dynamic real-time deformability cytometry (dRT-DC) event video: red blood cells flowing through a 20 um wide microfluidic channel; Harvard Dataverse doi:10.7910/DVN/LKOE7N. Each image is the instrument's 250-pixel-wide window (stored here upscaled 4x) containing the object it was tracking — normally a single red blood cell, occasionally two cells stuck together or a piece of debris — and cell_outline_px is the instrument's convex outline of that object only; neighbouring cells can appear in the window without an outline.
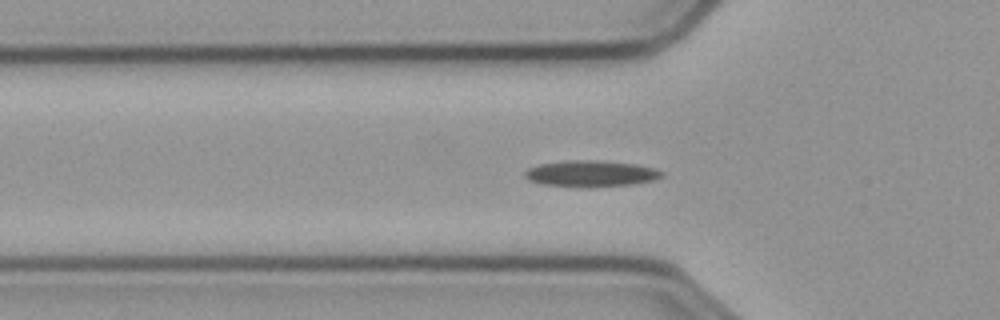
{"species": "common noctule bat (a hibernating species)", "species_latin": "Nyctalus noctula", "temperature_condition": "cold", "stored_images_in_passage": 48, "camera_frame_rate_fps": 3000, "um_per_image_px": 0.085, "animal": {"sex": "male", "body_mass_g": 23.1, "forearm_length_mm": 52.7}, "frame": {"image": 1, "passage_image": 17, "time_ms": 5.333, "image_size_px": [1000, 320], "cell_outline_px": [[664, 172], [660, 176], [652, 180], [632, 184], [592, 188], [580, 188], [540, 184], [528, 180], [524, 176], [524, 172], [528, 168], [540, 164], [572, 160], [592, 160], [632, 164], [652, 168]], "centroid_in_image_um": [50.14, 14.78], "position_along_channel_um": 75.7, "area_um2": 20.92}}
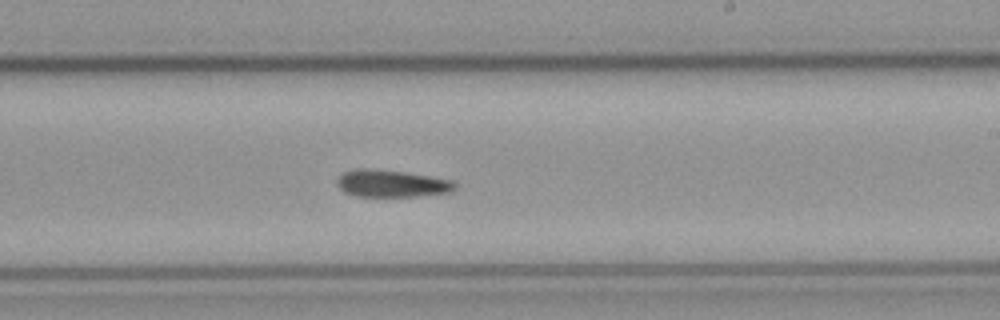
{"frame": {"image": 2, "passage_image": 32, "time_ms": 10.333, "image_size_px": [1000, 320], "cell_outline_px": [[456, 184], [448, 192], [416, 196], [356, 196], [344, 192], [336, 184], [336, 180], [344, 172], [360, 168], [364, 168], [404, 172], [452, 180]], "centroid_in_image_um": [33.22, 15.6], "position_along_channel_um": 255.8, "area_um2": 18.26}}
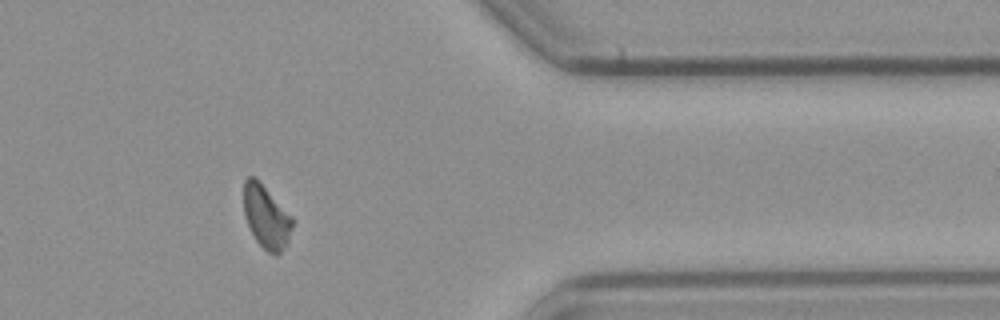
{"frame": {"image": 3, "passage_image": 45, "time_ms": 14.667, "image_size_px": [1000, 320], "cell_outline_px": [[292, 228], [288, 240], [280, 252], [276, 256], [268, 252], [256, 240], [244, 216], [244, 180], [248, 176], [256, 176], [260, 180], [292, 216]], "centroid_in_image_um": [22.62, 18.38], "position_along_channel_um": 388.8, "area_um2": 17.86}}